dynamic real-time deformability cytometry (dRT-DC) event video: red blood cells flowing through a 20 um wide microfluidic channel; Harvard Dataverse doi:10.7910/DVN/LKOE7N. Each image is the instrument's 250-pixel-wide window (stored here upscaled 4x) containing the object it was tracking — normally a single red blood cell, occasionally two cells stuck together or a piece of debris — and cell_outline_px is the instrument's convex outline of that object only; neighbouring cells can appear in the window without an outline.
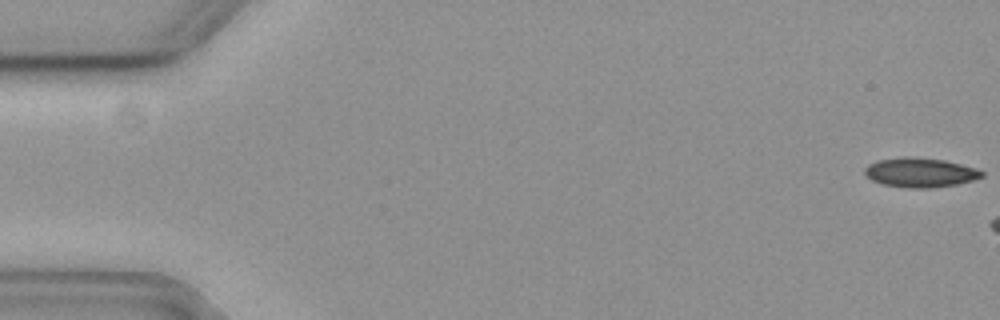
{"species": "common noctule bat (a hibernating species)", "species_latin": "Nyctalus noctula", "temperature_condition": "cold", "stored_images_in_passage": 8, "camera_frame_rate_fps": 3000, "um_per_image_px": 0.085, "animal": {"sex": "female", "body_mass_g": 19.3, "forearm_length_mm": 54.1}, "frame": {"image": 1, "passage_image": 1, "time_ms": 0.0, "image_size_px": [1000, 320], "cell_outline_px": [[984, 176], [972, 180], [956, 184], [928, 188], [908, 188], [884, 184], [872, 180], [864, 172], [864, 168], [868, 164], [880, 160], [900, 156], [912, 156], [944, 160], [976, 168], [984, 172]], "centroid_in_image_um": [78.21, 14.65], "position_along_channel_um": 6.8, "area_um2": 20.0}}